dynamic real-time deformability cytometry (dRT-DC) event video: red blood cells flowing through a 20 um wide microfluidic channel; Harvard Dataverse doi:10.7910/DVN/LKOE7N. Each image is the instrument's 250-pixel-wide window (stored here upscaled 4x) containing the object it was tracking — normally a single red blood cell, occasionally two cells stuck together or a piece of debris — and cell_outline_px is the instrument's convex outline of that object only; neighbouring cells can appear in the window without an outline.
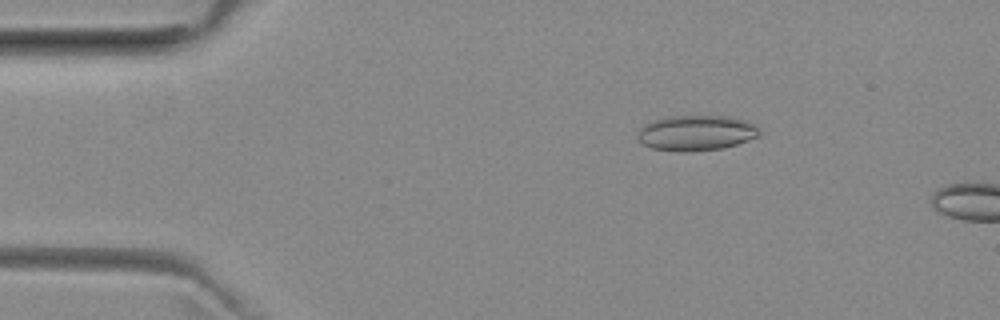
{"species": "common noctule bat (a hibernating species)", "species_latin": "Nyctalus noctula", "temperature_condition": "room temperature", "stored_images_in_passage": 9, "camera_frame_rate_fps": 3000, "um_per_image_px": 0.085, "animal": {"sex": "female", "body_mass_g": 29.2, "forearm_length_mm": 56.3}, "frame": {"image": 1, "passage_image": 6, "time_ms": 1.667, "image_size_px": [1000, 320], "cell_outline_px": [[760, 136], [724, 148], [688, 152], [680, 152], [652, 148], [644, 144], [636, 136], [636, 132], [644, 124], [668, 116], [732, 116], [748, 120], [756, 124], [760, 128]], "centroid_in_image_um": [59.22, 11.29], "position_along_channel_um": 25.8, "area_um2": 25.43}}